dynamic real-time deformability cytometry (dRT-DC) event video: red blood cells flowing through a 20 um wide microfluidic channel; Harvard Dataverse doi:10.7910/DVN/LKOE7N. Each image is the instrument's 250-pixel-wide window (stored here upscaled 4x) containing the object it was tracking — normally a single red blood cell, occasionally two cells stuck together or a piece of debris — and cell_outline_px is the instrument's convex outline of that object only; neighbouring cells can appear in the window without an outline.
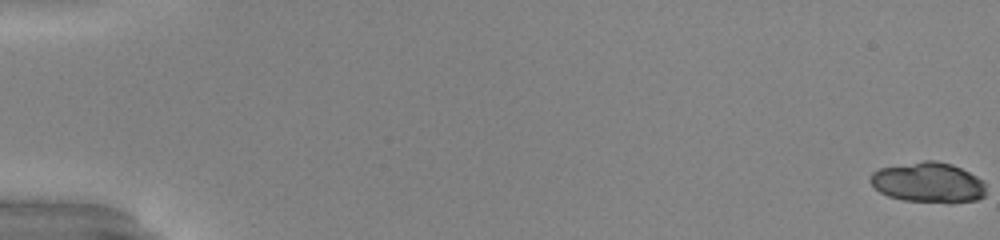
{"species": "common noctule bat (a hibernating species)", "species_latin": "Nyctalus noctula", "temperature_condition": "warm", "stored_images_in_passage": 11, "camera_frame_rate_fps": 3000, "um_per_image_px": 0.085, "animal": {"sex": "male", "body_mass_g": 20.0, "forearm_length_mm": 53.3}, "frame": {"image": 1, "passage_image": 1, "time_ms": 0.0, "image_size_px": [1000, 240], "cell_outline_px": [[984, 196], [976, 200], [904, 200], [888, 196], [880, 192], [868, 180], [872, 172], [880, 168], [924, 160], [936, 160], [952, 164], [984, 180]], "centroid_in_image_um": [78.85, 15.46], "position_along_channel_um": 6.1, "area_um2": 26.3}}